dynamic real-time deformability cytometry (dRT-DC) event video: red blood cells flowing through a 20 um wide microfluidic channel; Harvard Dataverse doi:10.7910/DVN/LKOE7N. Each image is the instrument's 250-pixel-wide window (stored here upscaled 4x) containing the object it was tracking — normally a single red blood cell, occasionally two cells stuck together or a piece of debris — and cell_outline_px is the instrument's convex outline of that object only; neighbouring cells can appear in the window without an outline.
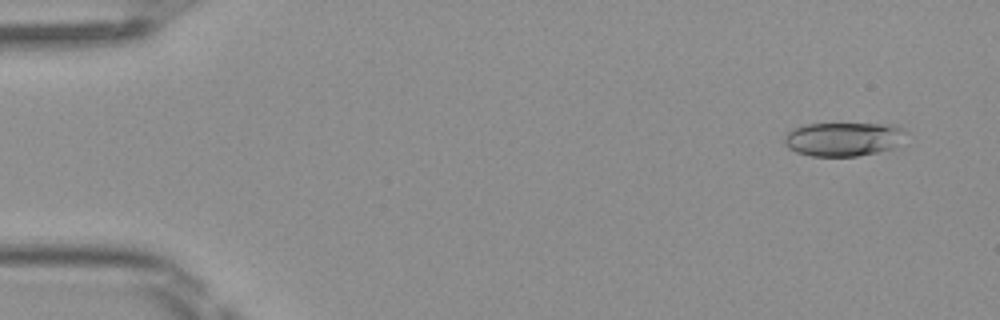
{"species": "Egyptian fruit bat (a non-hibernating species)", "species_latin": "Rousettus aegyptiacus", "temperature_condition": "room temperature", "stored_images_in_passage": 49, "camera_frame_rate_fps": 3000, "um_per_image_px": 0.085, "frame": {"image": 1, "passage_image": 3, "time_ms": 0.667, "image_size_px": [1000, 320], "cell_outline_px": [[908, 132], [892, 148], [876, 152], [856, 156], [812, 156], [796, 152], [788, 148], [784, 144], [784, 132], [804, 124], [900, 124]], "centroid_in_image_um": [71.66, 11.81], "position_along_channel_um": 13.3, "area_um2": 24.16}}
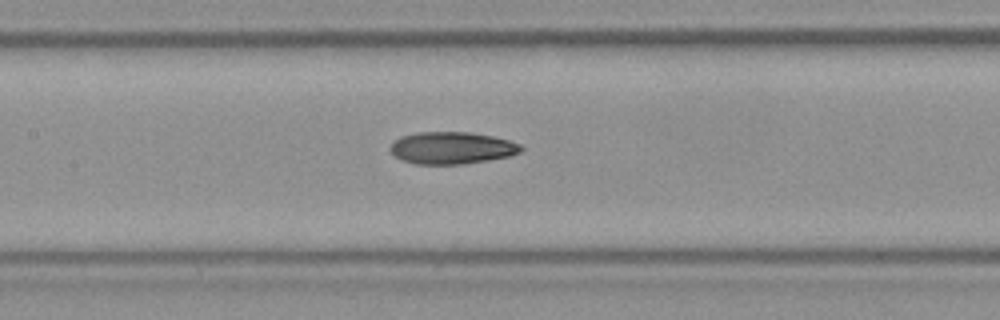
{"frame": {"image": 2, "passage_image": 23, "time_ms": 7.333, "image_size_px": [1000, 320], "cell_outline_px": [[524, 148], [520, 152], [508, 156], [488, 160], [464, 164], [416, 164], [400, 160], [388, 148], [400, 136], [416, 132], [468, 132], [492, 136], [508, 140], [520, 144]], "centroid_in_image_um": [38.38, 12.57], "position_along_channel_um": 169.0, "area_um2": 24.45}}
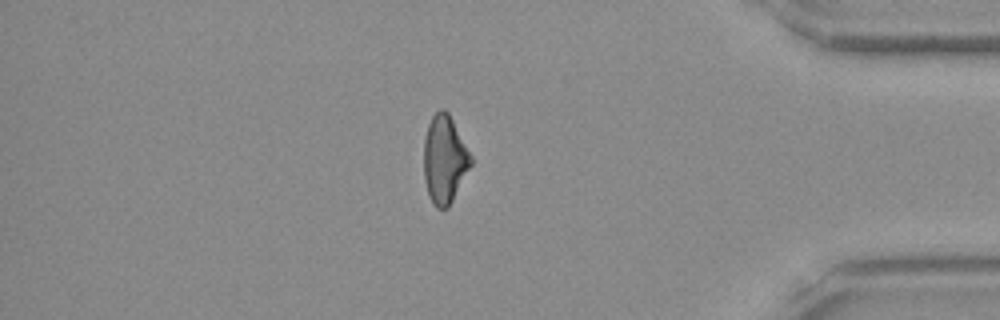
{"frame": {"image": 3, "passage_image": 42, "time_ms": 13.667, "image_size_px": [1000, 320], "cell_outline_px": [[472, 164], [448, 208], [436, 208], [432, 204], [424, 180], [424, 140], [428, 124], [432, 116], [440, 108], [444, 108], [448, 112], [472, 156]], "centroid_in_image_um": [37.78, 13.55], "position_along_channel_um": 397.4, "area_um2": 24.04}, "authors_computed_cell_mechanics": {"area_um2": 24.276, "velocity_mm_per_s": 4.1134, "shape_relaxation_time_tau1_ms": 5.2718, "shape_relaxation_time_tau2_ms": 3.7155, "deformation_change_tau1": 0.1649, "deformation_change_tau2": 0.1249}}